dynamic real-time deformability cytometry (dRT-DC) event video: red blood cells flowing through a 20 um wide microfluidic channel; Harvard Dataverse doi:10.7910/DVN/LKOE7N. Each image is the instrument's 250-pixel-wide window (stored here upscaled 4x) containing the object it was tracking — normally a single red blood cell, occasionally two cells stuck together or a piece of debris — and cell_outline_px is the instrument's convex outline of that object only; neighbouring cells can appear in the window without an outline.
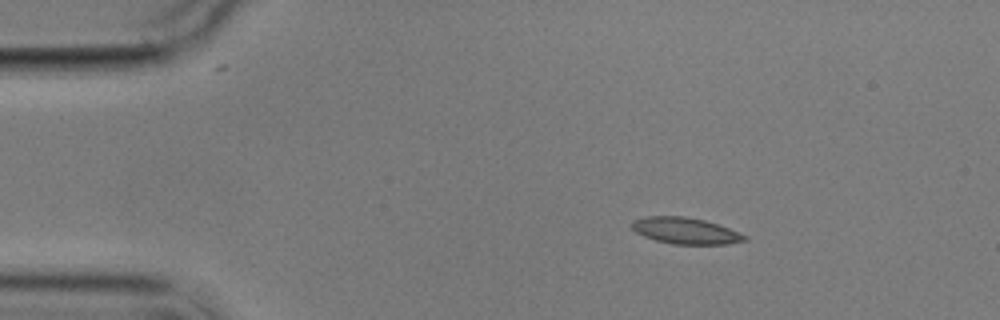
{"species": "common noctule bat (a hibernating species)", "species_latin": "Nyctalus noctula", "temperature_condition": "cold", "stored_images_in_passage": 3, "camera_frame_rate_fps": 3000, "um_per_image_px": 0.085, "animal": {"sex": "male", "body_mass_g": 17.9}, "frame": {"image": 1, "passage_image": 1, "time_ms": 0.0, "image_size_px": [1000, 320], "cell_outline_px": [[748, 240], [728, 244], [672, 244], [656, 240], [644, 236], [636, 232], [632, 228], [632, 220], [648, 216], [684, 216], [704, 220], [728, 228], [748, 236]], "centroid_in_image_um": [58.27, 19.62], "position_along_channel_um": 26.7, "area_um2": 17.22}}